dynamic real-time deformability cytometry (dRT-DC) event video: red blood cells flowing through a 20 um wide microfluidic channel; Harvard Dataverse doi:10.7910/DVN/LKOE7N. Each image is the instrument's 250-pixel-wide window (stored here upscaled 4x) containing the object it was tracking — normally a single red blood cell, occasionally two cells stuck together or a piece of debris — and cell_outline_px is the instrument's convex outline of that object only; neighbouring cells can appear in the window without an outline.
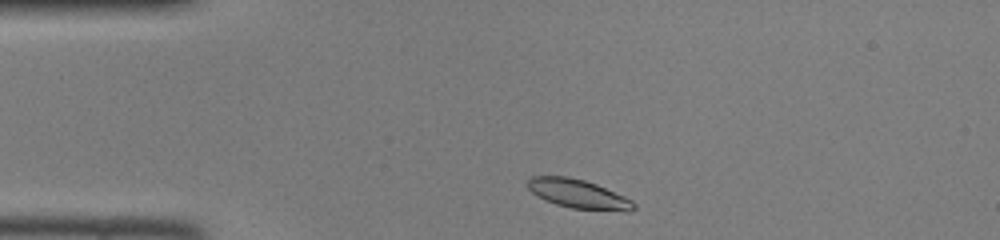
{"species": "common noctule bat (a hibernating species)", "species_latin": "Nyctalus noctula", "temperature_condition": "room temperature", "stored_images_in_passage": 39, "camera_frame_rate_fps": 3000, "um_per_image_px": 0.085, "animal": {"sex": "female", "body_mass_g": 22.0, "forearm_length_mm": 56.7}, "frame": {"image": 1, "passage_image": 2, "time_ms": 0.333, "image_size_px": [1000, 240], "cell_outline_px": [[636, 208], [628, 212], [624, 212], [572, 208], [556, 204], [544, 200], [536, 196], [528, 188], [528, 180], [532, 176], [568, 176], [584, 180], [596, 184], [624, 196], [632, 200], [636, 204]], "centroid_in_image_um": [49.18, 16.5], "position_along_channel_um": 35.8, "area_um2": 18.03}}
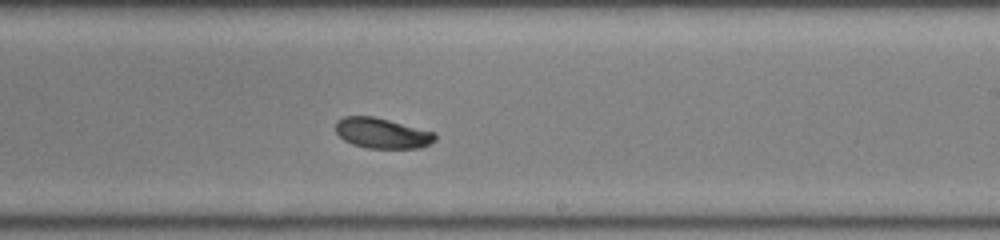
{"frame": {"image": 2, "passage_image": 20, "time_ms": 6.333, "image_size_px": [1000, 240], "cell_outline_px": [[436, 140], [420, 148], [368, 148], [352, 144], [344, 140], [336, 132], [336, 120], [344, 116], [372, 116], [436, 132]], "centroid_in_image_um": [32.48, 11.32], "position_along_channel_um": 256.5, "area_um2": 17.57}}
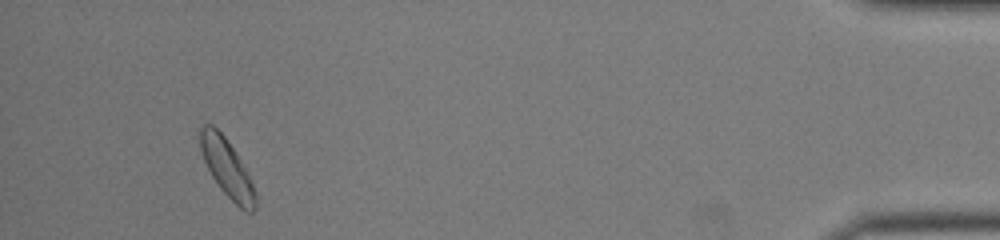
{"frame": {"image": 3, "passage_image": 36, "time_ms": 11.667, "image_size_px": [1000, 240], "cell_outline_px": [[256, 204], [252, 212], [244, 212], [220, 188], [212, 176], [204, 160], [196, 136], [200, 128], [204, 124], [212, 124], [224, 136], [236, 152], [256, 192]], "centroid_in_image_um": [19.25, 14.24], "position_along_channel_um": 416.0, "area_um2": 18.5}}